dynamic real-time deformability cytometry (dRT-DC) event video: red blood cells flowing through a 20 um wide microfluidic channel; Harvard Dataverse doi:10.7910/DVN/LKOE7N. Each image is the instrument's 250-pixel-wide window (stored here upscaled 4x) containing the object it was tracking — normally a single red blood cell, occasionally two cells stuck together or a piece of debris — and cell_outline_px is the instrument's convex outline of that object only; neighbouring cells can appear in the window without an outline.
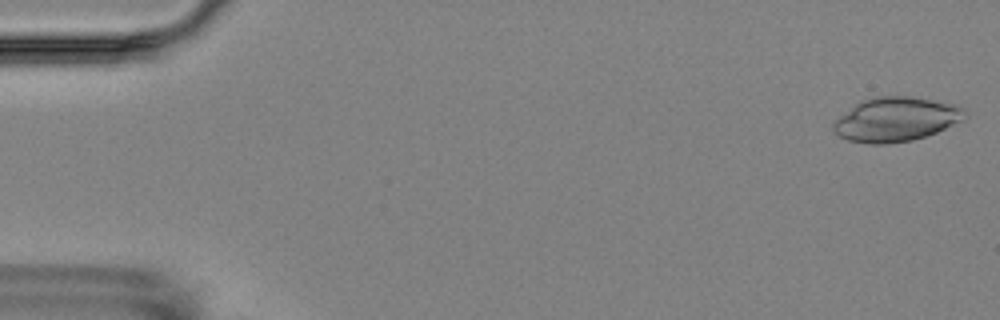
{"species": "Egyptian fruit bat (a non-hibernating species)", "species_latin": "Rousettus aegyptiacus", "temperature_condition": "room temperature", "stored_images_in_passage": 4, "camera_frame_rate_fps": 3000, "um_per_image_px": 0.085, "animal": {"sex": "female"}, "frame": {"image": 1, "passage_image": 1, "time_ms": 0.0, "image_size_px": [1000, 320], "cell_outline_px": [[968, 116], [936, 132], [912, 140], [884, 144], [868, 144], [848, 140], [840, 136], [832, 128], [832, 124], [840, 116], [860, 100], [876, 96], [912, 96], [956, 104], [964, 108]], "centroid_in_image_um": [76.15, 10.13], "position_along_channel_um": 8.9, "area_um2": 33.76}}